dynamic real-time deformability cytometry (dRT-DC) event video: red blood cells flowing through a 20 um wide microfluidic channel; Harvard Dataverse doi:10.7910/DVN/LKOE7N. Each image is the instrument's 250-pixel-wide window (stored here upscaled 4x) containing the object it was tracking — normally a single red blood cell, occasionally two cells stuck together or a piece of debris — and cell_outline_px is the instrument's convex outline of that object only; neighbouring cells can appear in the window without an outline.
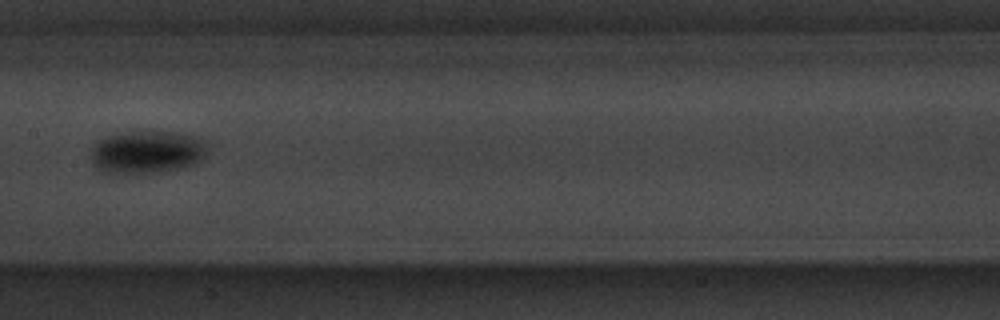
{"species": "common noctule bat (a hibernating species)", "species_latin": "Nyctalus noctula", "temperature_condition": "warm", "stored_images_in_passage": 8, "camera_frame_rate_fps": 3000, "um_per_image_px": 0.085, "animal": {"sex": "male", "body_mass_g": 20.1, "forearm_length_mm": 53.5}, "frame": {"image": 1, "passage_image": 5, "time_ms": 4.667, "image_size_px": [1000, 320], "cell_outline_px": [[208, 152], [200, 160], [192, 164], [180, 168], [156, 172], [100, 172], [96, 168], [92, 160], [92, 148], [100, 140], [116, 132], [176, 132], [196, 136], [208, 148]], "centroid_in_image_um": [12.49, 12.91], "position_along_channel_um": 194.9, "area_um2": 28.55}}